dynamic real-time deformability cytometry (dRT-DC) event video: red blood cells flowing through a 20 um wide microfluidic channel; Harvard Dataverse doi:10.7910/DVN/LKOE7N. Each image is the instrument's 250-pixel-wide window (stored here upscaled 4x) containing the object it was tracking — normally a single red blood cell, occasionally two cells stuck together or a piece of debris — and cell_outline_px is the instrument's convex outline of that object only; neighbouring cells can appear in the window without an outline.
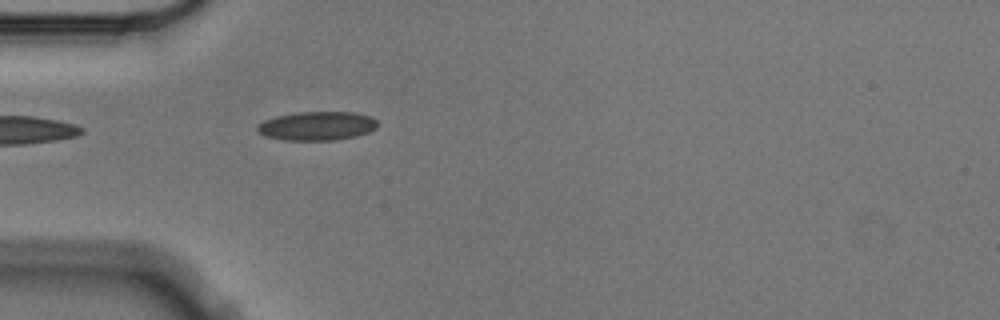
{"species": "Egyptian fruit bat (a non-hibernating species)", "species_latin": "Rousettus aegyptiacus", "temperature_condition": "cold", "stored_images_in_passage": 1, "camera_frame_rate_fps": 3000, "um_per_image_px": 0.085, "animal": {"sex": "male"}, "frame": {"image": 1, "passage_image": 1, "time_ms": 0.0, "image_size_px": [1000, 320], "cell_outline_px": [[376, 128], [368, 132], [356, 136], [332, 140], [284, 140], [264, 136], [256, 128], [264, 120], [276, 116], [292, 112], [356, 112], [372, 116], [376, 120]], "centroid_in_image_um": [26.95, 10.69], "position_along_channel_um": 58.1, "area_um2": 20.23}}